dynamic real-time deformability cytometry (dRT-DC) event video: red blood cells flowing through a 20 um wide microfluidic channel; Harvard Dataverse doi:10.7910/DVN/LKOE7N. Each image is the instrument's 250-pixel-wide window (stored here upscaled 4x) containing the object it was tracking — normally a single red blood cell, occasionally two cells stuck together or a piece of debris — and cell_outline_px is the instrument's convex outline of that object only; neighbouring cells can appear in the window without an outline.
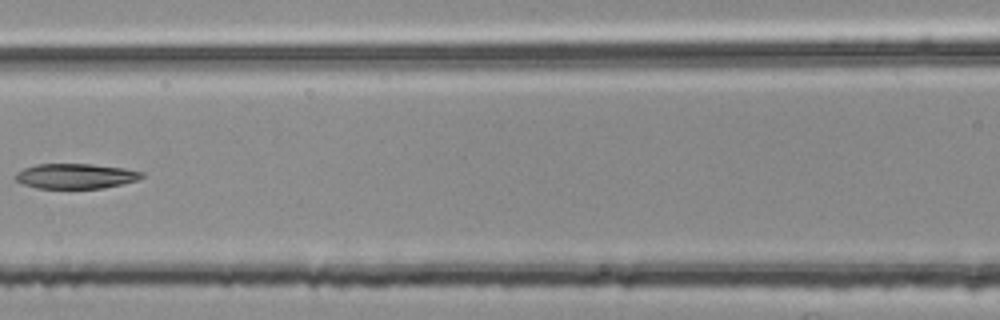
{"species": "common noctule bat (a hibernating species)", "species_latin": "Nyctalus noctula", "temperature_condition": "room temperature", "stored_images_in_passage": 6, "camera_frame_rate_fps": 3000, "um_per_image_px": 0.085, "animal": {"sex": "female", "body_mass_g": 25.1}, "frame": {"image": 1, "passage_image": 6, "time_ms": 1.667, "image_size_px": [1000, 320], "cell_outline_px": [[144, 176], [136, 180], [124, 184], [104, 188], [36, 188], [24, 184], [16, 180], [16, 172], [24, 168], [36, 164], [92, 164], [124, 168], [144, 172]], "centroid_in_image_um": [6.45, 14.96], "position_along_channel_um": 160.1, "area_um2": 18.44}}